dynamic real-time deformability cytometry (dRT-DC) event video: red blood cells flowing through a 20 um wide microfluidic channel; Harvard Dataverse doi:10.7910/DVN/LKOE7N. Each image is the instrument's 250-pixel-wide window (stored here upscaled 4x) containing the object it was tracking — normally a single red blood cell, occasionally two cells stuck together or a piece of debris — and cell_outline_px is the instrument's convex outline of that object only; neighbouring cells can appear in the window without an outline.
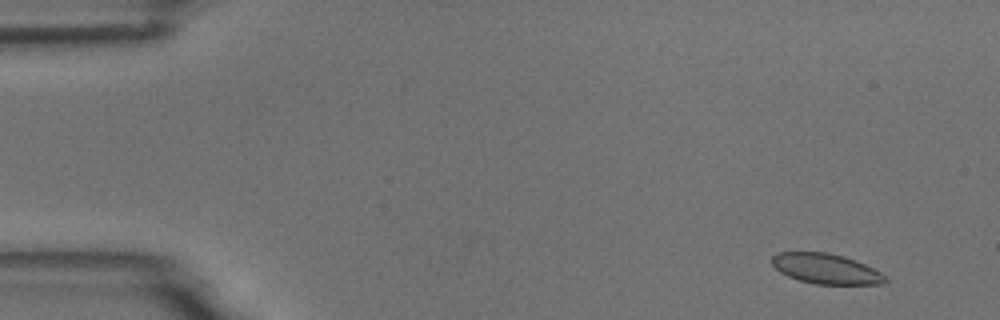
{"species": "common noctule bat (a hibernating species)", "species_latin": "Nyctalus noctula", "temperature_condition": "room temperature", "stored_images_in_passage": 4, "camera_frame_rate_fps": 3000, "um_per_image_px": 0.085, "animal": {"sex": "male", "body_mass_g": 18.8}, "frame": {"image": 1, "passage_image": 1, "time_ms": 0.0, "image_size_px": [1000, 320], "cell_outline_px": [[888, 280], [884, 284], [816, 284], [800, 280], [788, 276], [780, 272], [772, 264], [772, 256], [776, 252], [828, 252], [844, 256], [856, 260], [880, 272]], "centroid_in_image_um": [70.2, 22.83], "position_along_channel_um": 14.8, "area_um2": 19.88}}